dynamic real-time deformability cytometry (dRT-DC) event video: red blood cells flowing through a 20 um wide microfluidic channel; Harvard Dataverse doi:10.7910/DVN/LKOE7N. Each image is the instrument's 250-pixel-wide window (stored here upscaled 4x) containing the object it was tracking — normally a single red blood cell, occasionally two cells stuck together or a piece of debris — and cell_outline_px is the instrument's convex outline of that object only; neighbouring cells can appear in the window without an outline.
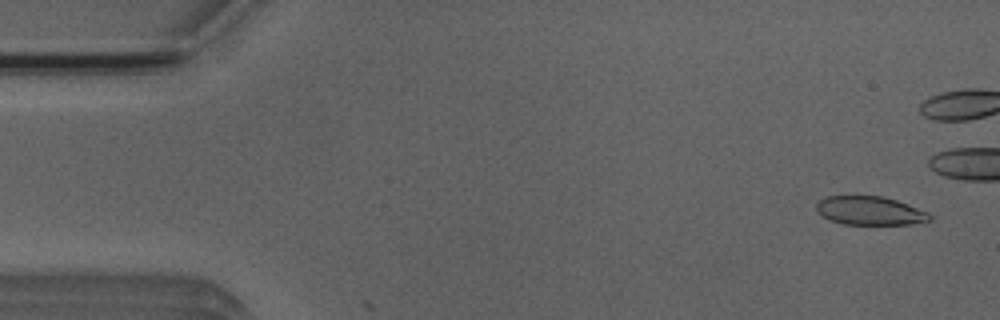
{"species": "Egyptian fruit bat (a non-hibernating species)", "species_latin": "Rousettus aegyptiacus", "temperature_condition": "room temperature", "stored_images_in_passage": 7, "camera_frame_rate_fps": 3000, "um_per_image_px": 0.085, "animal": {"sex": "male"}, "frame": {"image": 1, "passage_image": 3, "time_ms": 0.667, "image_size_px": [1000, 320], "cell_outline_px": [[932, 220], [912, 224], [844, 224], [828, 220], [820, 216], [816, 208], [816, 204], [824, 196], [880, 196], [896, 200], [928, 212], [932, 216]], "centroid_in_image_um": [73.91, 17.91], "position_along_channel_um": 11.1, "area_um2": 18.96}}